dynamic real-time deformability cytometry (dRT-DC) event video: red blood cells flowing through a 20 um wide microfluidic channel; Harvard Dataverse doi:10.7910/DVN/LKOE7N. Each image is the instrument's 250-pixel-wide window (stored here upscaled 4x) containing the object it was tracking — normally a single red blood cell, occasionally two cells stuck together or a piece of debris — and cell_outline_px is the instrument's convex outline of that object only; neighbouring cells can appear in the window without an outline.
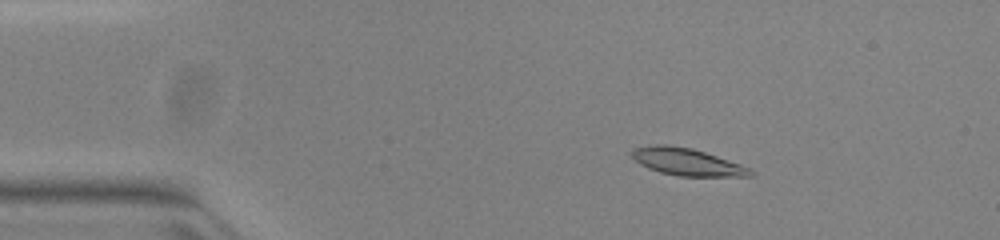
{"species": "common noctule bat (a hibernating species)", "species_latin": "Nyctalus noctula", "temperature_condition": "warm", "stored_images_in_passage": 51, "camera_frame_rate_fps": 3000, "um_per_image_px": 0.085, "animal": {"sex": "female", "body_mass_g": 23.0, "forearm_length_mm": 53.4}, "frame": {"image": 1, "passage_image": 8, "time_ms": 2.333, "image_size_px": [1000, 240], "cell_outline_px": [[756, 172], [752, 176], [680, 176], [660, 172], [648, 168], [640, 164], [628, 152], [632, 148], [656, 144], [664, 144], [692, 148], [740, 164]], "centroid_in_image_um": [58.35, 13.75], "position_along_channel_um": 26.6, "area_um2": 18.73}}
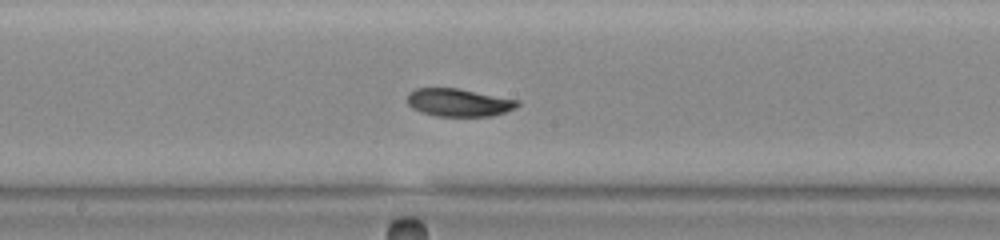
{"frame": {"image": 2, "passage_image": 27, "time_ms": 8.667, "image_size_px": [1000, 240], "cell_outline_px": [[520, 104], [516, 108], [492, 116], [436, 116], [420, 112], [412, 108], [408, 104], [408, 92], [416, 88], [456, 88], [520, 100]], "centroid_in_image_um": [38.99, 8.71], "position_along_channel_um": 209.2, "area_um2": 17.92}}
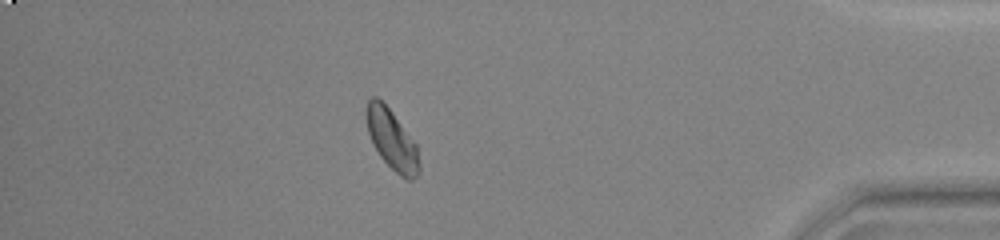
{"frame": {"image": 3, "passage_image": 45, "time_ms": 14.667, "image_size_px": [1000, 240], "cell_outline_px": [[420, 172], [412, 180], [408, 180], [400, 176], [380, 156], [372, 144], [368, 132], [364, 112], [368, 100], [372, 96], [376, 96], [392, 112], [416, 144], [420, 164]], "centroid_in_image_um": [33.29, 11.87], "position_along_channel_um": 401.9, "area_um2": 18.5}, "authors_computed_cell_mechanics": {"area_um2": 18.1492, "velocity_mm_per_s": 3.946, "shape_relaxation_time_tau1_ms": 2.5559, "shape_relaxation_time_tau2_ms": 7.4602, "deformation_change_tau1": 0.1126, "deformation_change_tau2": 0.0751}}